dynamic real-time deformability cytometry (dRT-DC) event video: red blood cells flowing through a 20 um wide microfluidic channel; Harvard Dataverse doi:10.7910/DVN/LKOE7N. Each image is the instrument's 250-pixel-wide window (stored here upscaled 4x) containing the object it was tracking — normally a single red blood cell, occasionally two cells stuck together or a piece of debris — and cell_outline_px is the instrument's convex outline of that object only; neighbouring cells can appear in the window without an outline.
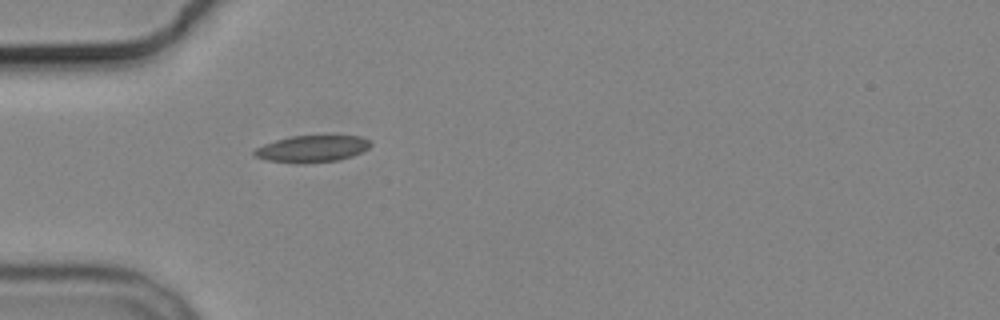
{"species": "common noctule bat (a hibernating species)", "species_latin": "Nyctalus noctula", "temperature_condition": "cold", "stored_images_in_passage": 1, "camera_frame_rate_fps": 3000, "um_per_image_px": 0.085, "animal": {"sex": "male", "body_mass_g": 19.2, "forearm_length_mm": 51.8}, "frame": {"image": 1, "passage_image": 1, "time_ms": 0.0, "image_size_px": [1000, 320], "cell_outline_px": [[372, 144], [368, 148], [352, 156], [336, 160], [304, 164], [264, 160], [252, 156], [252, 152], [256, 148], [264, 144], [276, 140], [292, 136], [360, 136], [368, 140]], "centroid_in_image_um": [26.46, 12.66], "position_along_channel_um": 58.5, "area_um2": 18.09}}